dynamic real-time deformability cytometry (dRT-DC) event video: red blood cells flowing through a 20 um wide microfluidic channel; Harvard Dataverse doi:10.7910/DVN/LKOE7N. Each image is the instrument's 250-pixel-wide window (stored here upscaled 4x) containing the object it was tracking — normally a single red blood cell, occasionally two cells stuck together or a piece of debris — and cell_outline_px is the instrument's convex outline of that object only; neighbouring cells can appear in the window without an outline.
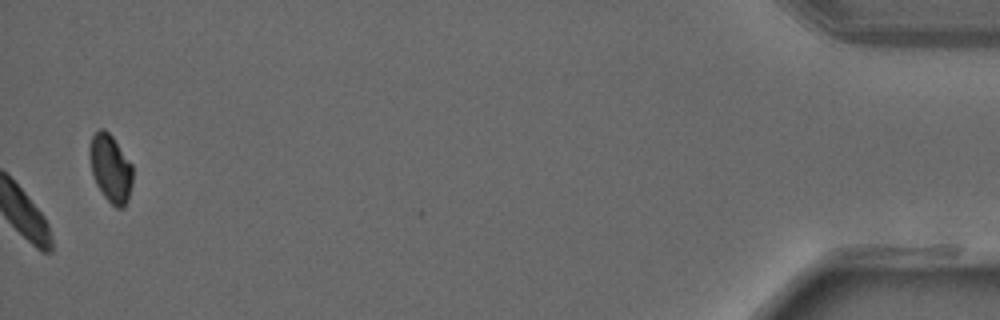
{"species": "common noctule bat (a hibernating species)", "species_latin": "Nyctalus noctula", "temperature_condition": "warm", "stored_images_in_passage": 40, "camera_frame_rate_fps": 3000, "um_per_image_px": 0.085, "animal": {"sex": "male", "forearm_length_mm": 52.5}, "frame": {"image": 1, "passage_image": 40, "time_ms": 13.0, "image_size_px": [1000, 320], "cell_outline_px": [[132, 184], [128, 200], [124, 208], [116, 208], [104, 196], [96, 184], [92, 172], [88, 156], [88, 148], [92, 136], [100, 128], [104, 128], [112, 136], [132, 164]], "centroid_in_image_um": [9.39, 14.3], "position_along_channel_um": 425.8, "area_um2": 17.11}}